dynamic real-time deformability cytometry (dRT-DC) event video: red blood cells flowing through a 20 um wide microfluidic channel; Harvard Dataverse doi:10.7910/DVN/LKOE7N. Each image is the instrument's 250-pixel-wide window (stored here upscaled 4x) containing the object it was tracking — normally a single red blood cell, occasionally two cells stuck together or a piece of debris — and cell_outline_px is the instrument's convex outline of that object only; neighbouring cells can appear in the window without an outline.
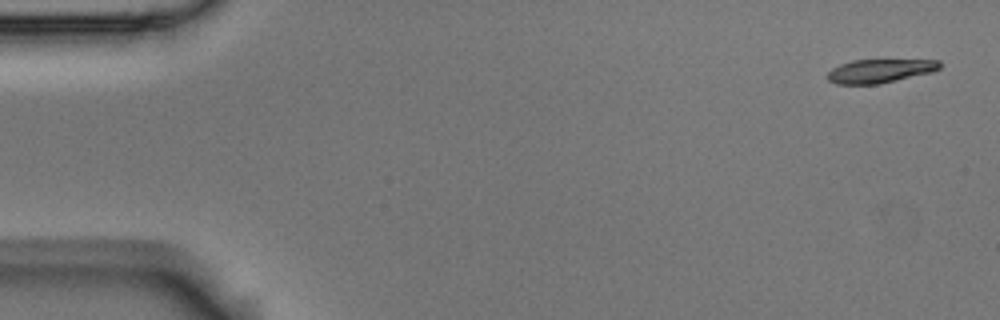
{"species": "Egyptian fruit bat (a non-hibernating species)", "species_latin": "Rousettus aegyptiacus", "temperature_condition": "room temperature", "stored_images_in_passage": 5, "camera_frame_rate_fps": 3000, "um_per_image_px": 0.085, "animal": {"sex": "male"}, "frame": {"image": 1, "passage_image": 1, "time_ms": 0.0, "image_size_px": [1000, 320], "cell_outline_px": [[940, 68], [932, 72], [880, 84], [836, 84], [828, 80], [828, 72], [832, 68], [840, 64], [852, 60], [940, 60]], "centroid_in_image_um": [74.78, 6.03], "position_along_channel_um": 10.2, "area_um2": 15.43}}
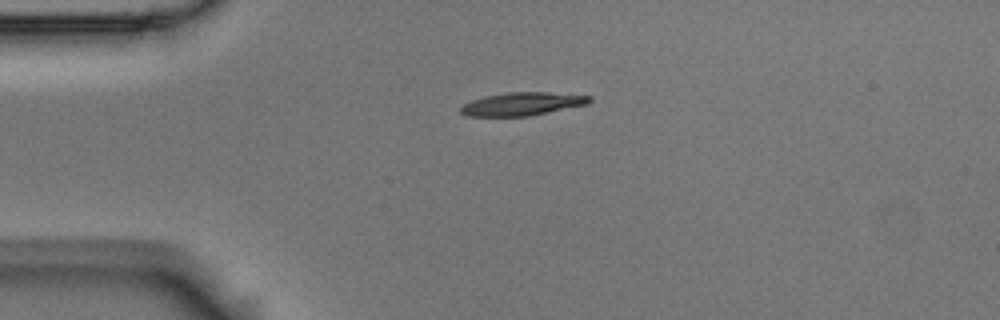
{"frame": {"image": 2, "passage_image": 4, "time_ms": 1.0, "image_size_px": [1000, 320], "cell_outline_px": [[592, 100], [588, 104], [528, 116], [468, 116], [460, 112], [460, 108], [464, 104], [472, 100], [484, 96], [508, 92], [548, 92], [592, 96]], "centroid_in_image_um": [44.4, 8.83], "position_along_channel_um": 40.6, "area_um2": 17.28}}